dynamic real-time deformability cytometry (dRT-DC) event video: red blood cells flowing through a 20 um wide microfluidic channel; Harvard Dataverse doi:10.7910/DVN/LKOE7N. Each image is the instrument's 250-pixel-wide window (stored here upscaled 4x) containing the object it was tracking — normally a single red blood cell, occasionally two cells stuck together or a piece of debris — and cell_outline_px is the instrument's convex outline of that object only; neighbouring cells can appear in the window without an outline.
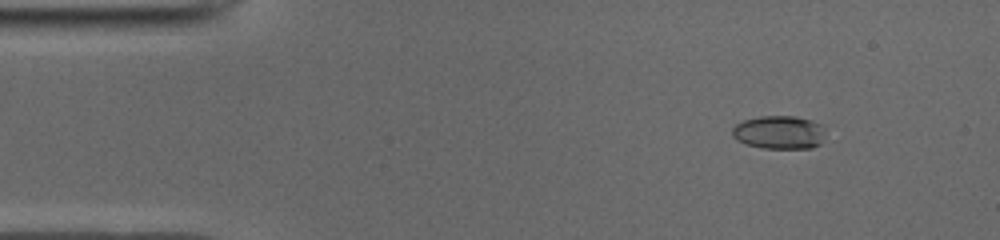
{"species": "common noctule bat (a hibernating species)", "species_latin": "Nyctalus noctula", "temperature_condition": "cold", "stored_images_in_passage": 51, "camera_frame_rate_fps": 3000, "um_per_image_px": 0.085, "animal": {"sex": "male", "body_mass_g": 19.0, "forearm_length_mm": 50.8}, "frame": {"image": 1, "passage_image": 6, "time_ms": 1.667, "image_size_px": [1000, 240], "cell_outline_px": [[820, 144], [812, 148], [764, 148], [744, 144], [736, 140], [732, 136], [732, 128], [736, 124], [744, 120], [760, 116], [796, 116], [812, 120], [820, 124]], "centroid_in_image_um": [66.14, 11.25], "position_along_channel_um": 18.9, "area_um2": 17.86}}
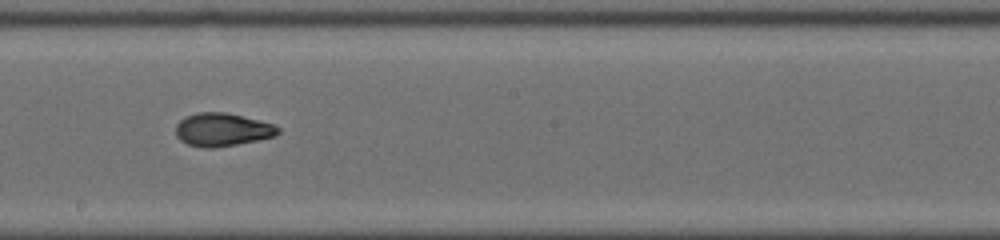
{"frame": {"image": 2, "passage_image": 28, "time_ms": 9.0, "image_size_px": [1000, 240], "cell_outline_px": [[280, 132], [276, 136], [216, 148], [204, 148], [188, 144], [180, 140], [176, 136], [176, 124], [180, 120], [196, 112], [228, 112], [272, 124], [280, 128]], "centroid_in_image_um": [18.88, 11.02], "position_along_channel_um": 229.3, "area_um2": 19.71}}
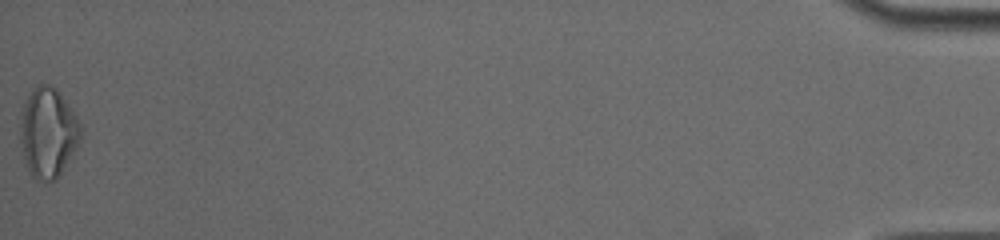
{"frame": {"image": 3, "passage_image": 51, "time_ms": 16.667, "image_size_px": [1000, 240], "cell_outline_px": [[80, 144], [56, 180], [36, 180], [28, 172], [20, 140], [20, 112], [32, 88], [40, 84], [48, 84], [56, 88], [60, 92], [80, 124]], "centroid_in_image_um": [4.07, 11.27], "position_along_channel_um": 431.1, "area_um2": 31.62}, "authors_computed_cell_mechanics": {"area_um2": 19.4786, "velocity_mm_per_s": 3.9672, "shape_relaxation_time_tau1_ms": 7.8328, "shape_relaxation_time_tau2_ms": 1.5667, "deformation_change_tau1": 0.2276, "deformation_change_tau2": 0.066}}